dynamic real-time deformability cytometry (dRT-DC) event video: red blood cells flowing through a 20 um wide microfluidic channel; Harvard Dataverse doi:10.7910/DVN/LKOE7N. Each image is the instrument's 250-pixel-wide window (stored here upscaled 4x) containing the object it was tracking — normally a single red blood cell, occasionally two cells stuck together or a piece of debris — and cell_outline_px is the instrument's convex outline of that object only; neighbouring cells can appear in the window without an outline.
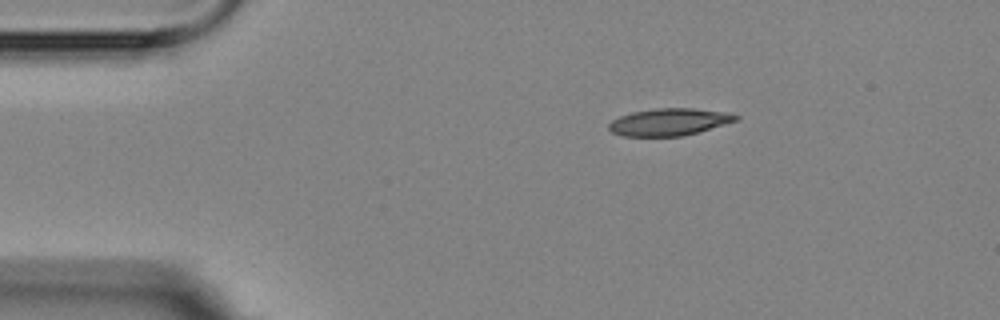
{"species": "Egyptian fruit bat (a non-hibernating species)", "species_latin": "Rousettus aegyptiacus", "temperature_condition": "room temperature", "stored_images_in_passage": 6, "camera_frame_rate_fps": 3000, "um_per_image_px": 0.085, "animal": {"sex": "female"}, "frame": {"image": 1, "passage_image": 6, "time_ms": 6.667, "image_size_px": [1000, 320], "cell_outline_px": [[740, 120], [684, 136], [620, 136], [612, 132], [608, 128], [608, 124], [612, 120], [620, 116], [632, 112], [656, 108], [692, 108], [728, 112], [740, 116]], "centroid_in_image_um": [56.9, 10.37], "position_along_channel_um": 28.1, "area_um2": 20.29}}